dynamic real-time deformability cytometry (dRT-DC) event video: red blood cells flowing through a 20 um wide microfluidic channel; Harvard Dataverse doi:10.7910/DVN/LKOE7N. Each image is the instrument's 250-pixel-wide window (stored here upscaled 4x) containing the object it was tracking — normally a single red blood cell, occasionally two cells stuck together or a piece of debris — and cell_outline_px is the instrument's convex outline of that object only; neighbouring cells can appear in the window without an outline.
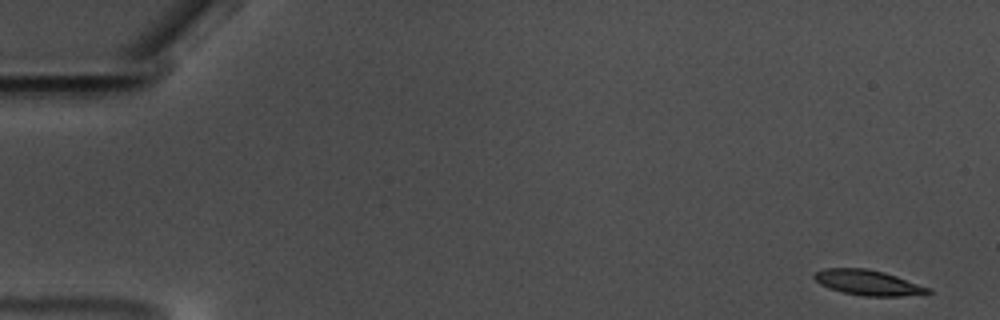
{"species": "common noctule bat (a hibernating species)", "species_latin": "Nyctalus noctula", "temperature_condition": "warm", "stored_images_in_passage": 18, "camera_frame_rate_fps": 3000, "um_per_image_px": 0.085, "animal": {"sex": "male", "body_mass_g": 17.5, "forearm_length_mm": 52.3}, "frame": {"image": 1, "passage_image": 1, "time_ms": 0.0, "image_size_px": [1000, 320], "cell_outline_px": [[932, 292], [900, 296], [864, 296], [844, 292], [820, 284], [812, 276], [816, 272], [824, 268], [868, 268], [884, 272], [896, 276], [928, 288]], "centroid_in_image_um": [73.73, 24.01], "position_along_channel_um": 11.3, "area_um2": 16.3}}